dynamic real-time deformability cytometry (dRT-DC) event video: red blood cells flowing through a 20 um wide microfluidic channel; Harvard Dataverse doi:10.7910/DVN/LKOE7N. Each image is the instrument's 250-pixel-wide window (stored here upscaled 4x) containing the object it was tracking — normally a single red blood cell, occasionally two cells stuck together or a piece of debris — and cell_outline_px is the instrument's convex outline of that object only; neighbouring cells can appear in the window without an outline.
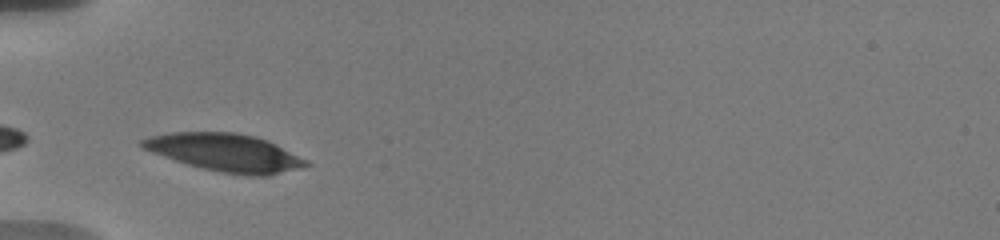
{"species": "human", "species_latin": "Homo sapiens", "temperature_condition": "warm", "stored_images_in_passage": 20, "camera_frame_rate_fps": 3000, "um_per_image_px": 0.085, "donor": {"sex": "male"}, "frame": {"image": 1, "passage_image": 1, "time_ms": 0.0, "image_size_px": [1000, 240], "cell_outline_px": [[308, 164], [268, 176], [248, 176], [220, 172], [188, 164], [152, 152], [136, 144], [140, 140], [148, 136], [172, 132], [232, 132], [256, 136], [276, 144], [304, 160]], "centroid_in_image_um": [19.05, 12.95], "position_along_channel_um": 66.0, "area_um2": 35.37}}
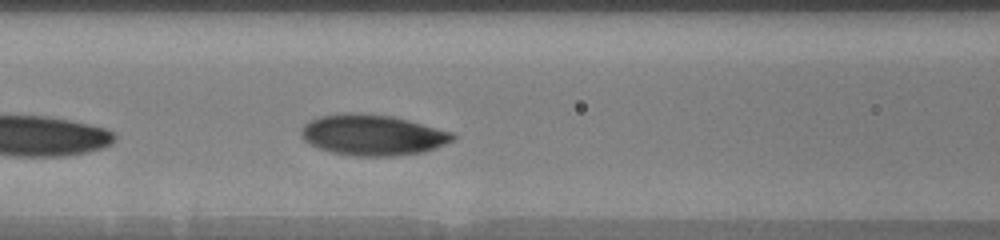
{"frame": {"image": 2, "passage_image": 7, "time_ms": 2.0, "image_size_px": [1000, 240], "cell_outline_px": [[456, 136], [452, 140], [436, 148], [424, 152], [400, 156], [352, 156], [332, 152], [308, 144], [300, 136], [300, 128], [304, 124], [320, 116], [344, 112], [352, 112], [392, 116], [408, 120], [452, 132]], "centroid_in_image_um": [31.64, 11.48], "position_along_channel_um": 135.0, "area_um2": 36.18}}
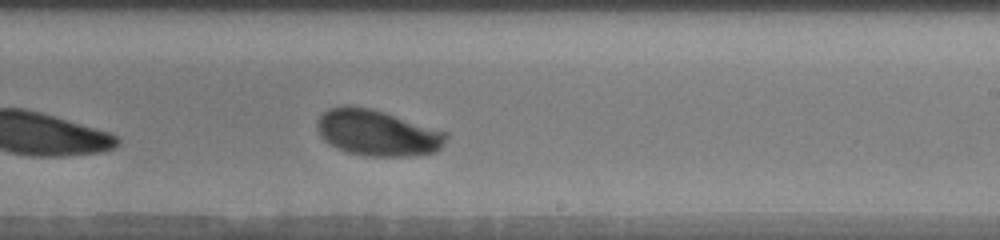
{"frame": {"image": 3, "passage_image": 17, "time_ms": 5.333, "image_size_px": [1000, 240], "cell_outline_px": [[448, 136], [444, 144], [436, 152], [412, 156], [364, 156], [348, 152], [328, 144], [320, 136], [316, 128], [316, 124], [320, 116], [328, 108], [344, 104], [348, 104], [372, 108], [448, 132]], "centroid_in_image_um": [32.06, 11.28], "position_along_channel_um": 256.9, "area_um2": 35.03}}